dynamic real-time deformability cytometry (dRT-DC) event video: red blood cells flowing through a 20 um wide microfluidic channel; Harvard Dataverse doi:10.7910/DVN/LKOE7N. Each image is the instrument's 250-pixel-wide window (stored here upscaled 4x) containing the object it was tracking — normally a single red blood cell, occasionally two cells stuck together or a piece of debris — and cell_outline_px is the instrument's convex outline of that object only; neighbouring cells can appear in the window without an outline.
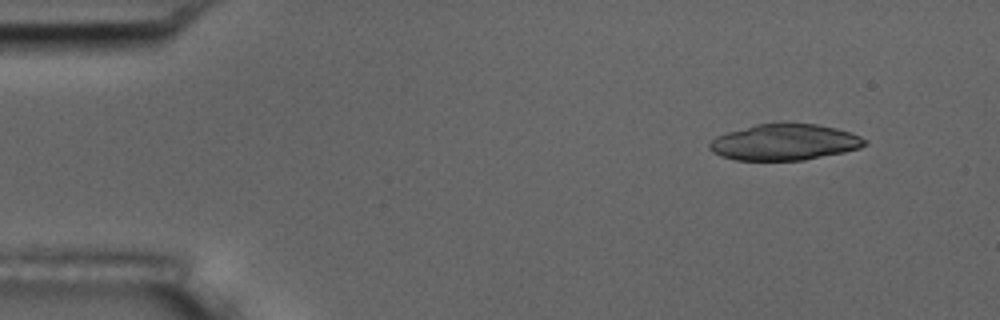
{"species": "common noctule bat (a hibernating species)", "species_latin": "Nyctalus noctula", "temperature_condition": "room temperature", "stored_images_in_passage": 4, "camera_frame_rate_fps": 3000, "um_per_image_px": 0.085, "animal": {"sex": "male", "body_mass_g": 17.5, "forearm_length_mm": 52.3}, "frame": {"image": 1, "passage_image": 2, "time_ms": 1.0, "image_size_px": [1000, 320], "cell_outline_px": [[868, 144], [860, 148], [844, 152], [804, 160], [736, 160], [720, 156], [712, 152], [708, 148], [708, 144], [716, 136], [728, 132], [756, 124], [776, 120], [780, 120], [816, 124], [836, 128], [860, 136], [868, 140]], "centroid_in_image_um": [66.68, 12.05], "position_along_channel_um": 18.3, "area_um2": 33.47}}